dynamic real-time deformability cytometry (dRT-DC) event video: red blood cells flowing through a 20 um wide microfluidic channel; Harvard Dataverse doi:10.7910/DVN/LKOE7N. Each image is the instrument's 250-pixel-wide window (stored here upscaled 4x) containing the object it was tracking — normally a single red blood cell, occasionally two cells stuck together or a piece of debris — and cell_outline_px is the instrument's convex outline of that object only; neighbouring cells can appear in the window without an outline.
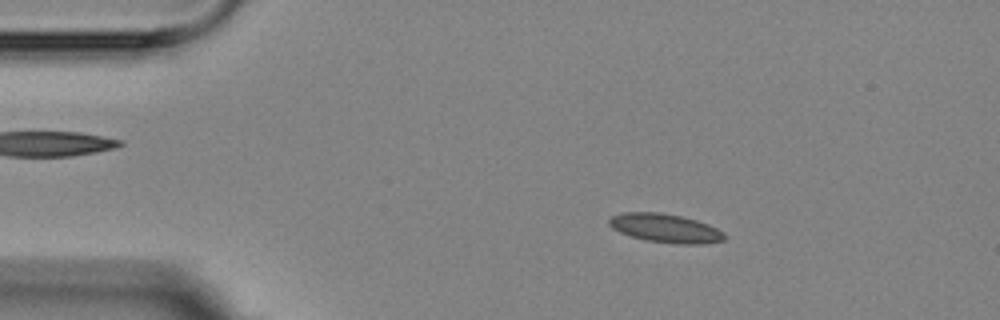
{"species": "Egyptian fruit bat (a non-hibernating species)", "species_latin": "Rousettus aegyptiacus", "temperature_condition": "room temperature", "stored_images_in_passage": 5, "camera_frame_rate_fps": 3000, "um_per_image_px": 0.085, "animal": {"sex": "female"}, "frame": {"image": 1, "passage_image": 2, "time_ms": 1.333, "image_size_px": [1000, 320], "cell_outline_px": [[728, 236], [724, 240], [704, 244], [676, 244], [644, 240], [620, 232], [612, 228], [608, 224], [608, 220], [612, 216], [624, 212], [660, 212], [680, 216], [696, 220], [708, 224], [724, 232]], "centroid_in_image_um": [56.58, 19.4], "position_along_channel_um": 28.4, "area_um2": 19.42}}
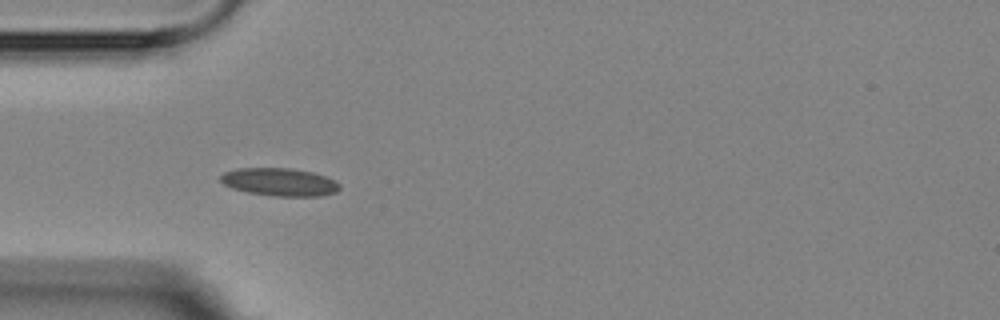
{"frame": {"image": 2, "passage_image": 4, "time_ms": 3.667, "image_size_px": [1000, 320], "cell_outline_px": [[340, 188], [336, 192], [320, 196], [272, 196], [248, 192], [232, 188], [224, 184], [220, 180], [220, 176], [224, 172], [236, 168], [292, 168], [312, 172], [336, 180], [340, 184]], "centroid_in_image_um": [23.77, 15.47], "position_along_channel_um": 61.2, "area_um2": 19.42}}
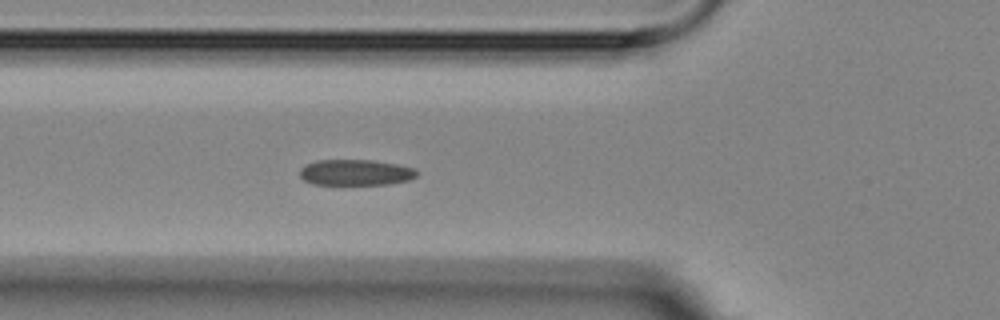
{"frame": {"image": 3, "passage_image": 5, "time_ms": 4.667, "image_size_px": [1000, 320], "cell_outline_px": [[416, 176], [408, 180], [388, 184], [312, 184], [304, 180], [300, 176], [300, 168], [316, 160], [372, 160], [396, 164], [412, 168], [416, 172]], "centroid_in_image_um": [30.18, 14.66], "position_along_channel_um": 95.6, "area_um2": 17.4}}